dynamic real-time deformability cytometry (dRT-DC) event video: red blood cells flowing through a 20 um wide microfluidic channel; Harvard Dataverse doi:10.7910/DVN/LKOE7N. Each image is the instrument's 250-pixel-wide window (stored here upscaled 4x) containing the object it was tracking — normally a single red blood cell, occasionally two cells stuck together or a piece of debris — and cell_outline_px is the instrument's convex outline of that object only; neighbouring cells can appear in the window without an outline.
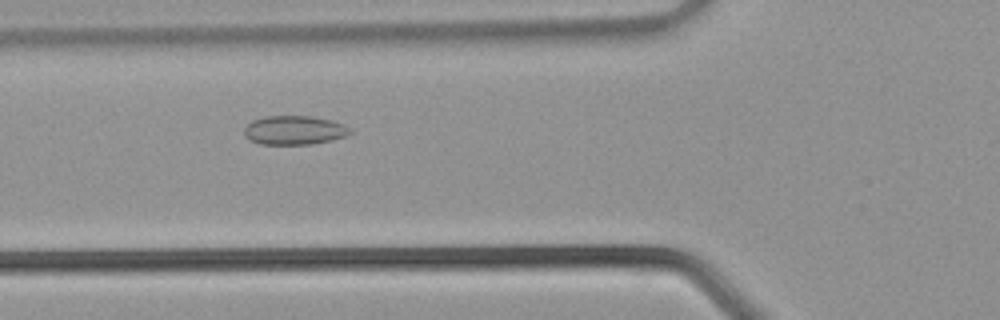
{"species": "common noctule bat (a hibernating species)", "species_latin": "Nyctalus noctula", "temperature_condition": "warm", "stored_images_in_passage": 31, "camera_frame_rate_fps": 3000, "um_per_image_px": 0.085, "animal": {"sex": "male", "body_mass_g": 21.5, "forearm_length_mm": 52.0}, "frame": {"image": 1, "passage_image": 9, "time_ms": 2.667, "image_size_px": [1000, 320], "cell_outline_px": [[352, 132], [344, 136], [332, 140], [312, 144], [260, 144], [248, 140], [244, 136], [244, 128], [252, 120], [264, 116], [312, 116], [332, 120], [344, 124], [352, 128]], "centroid_in_image_um": [25.01, 11.06], "position_along_channel_um": 100.8, "area_um2": 18.09}}
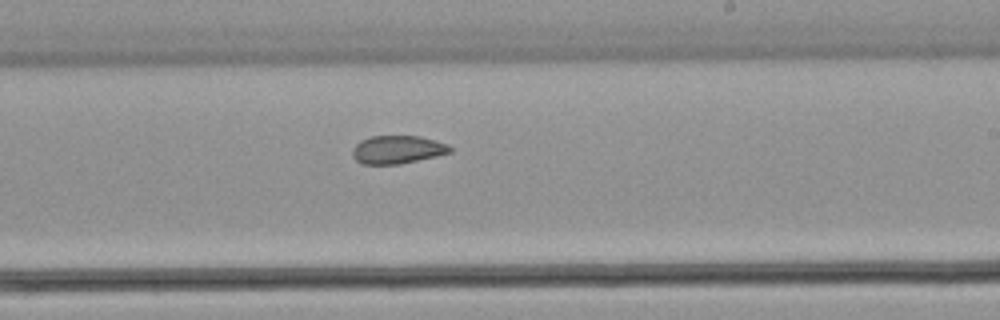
{"frame": {"image": 2, "passage_image": 17, "time_ms": 5.333, "image_size_px": [1000, 320], "cell_outline_px": [[452, 152], [436, 156], [400, 164], [364, 164], [356, 160], [352, 156], [352, 148], [360, 140], [372, 136], [420, 136], [448, 144], [452, 148]], "centroid_in_image_um": [33.78, 12.71], "position_along_channel_um": 255.2, "area_um2": 16.01}}
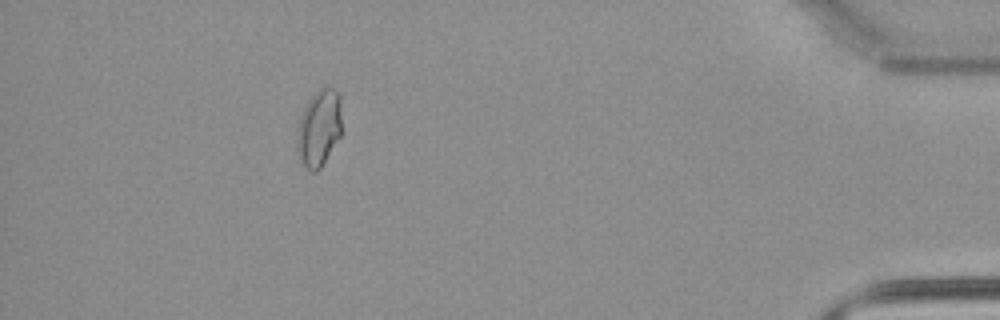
{"frame": {"image": 3, "passage_image": 28, "time_ms": 9.0, "image_size_px": [1000, 320], "cell_outline_px": [[344, 132], [320, 168], [316, 172], [312, 172], [300, 160], [296, 148], [296, 136], [300, 116], [308, 100], [324, 84], [332, 88], [340, 96]], "centroid_in_image_um": [27.16, 10.86], "position_along_channel_um": 408.0, "area_um2": 20.63}}